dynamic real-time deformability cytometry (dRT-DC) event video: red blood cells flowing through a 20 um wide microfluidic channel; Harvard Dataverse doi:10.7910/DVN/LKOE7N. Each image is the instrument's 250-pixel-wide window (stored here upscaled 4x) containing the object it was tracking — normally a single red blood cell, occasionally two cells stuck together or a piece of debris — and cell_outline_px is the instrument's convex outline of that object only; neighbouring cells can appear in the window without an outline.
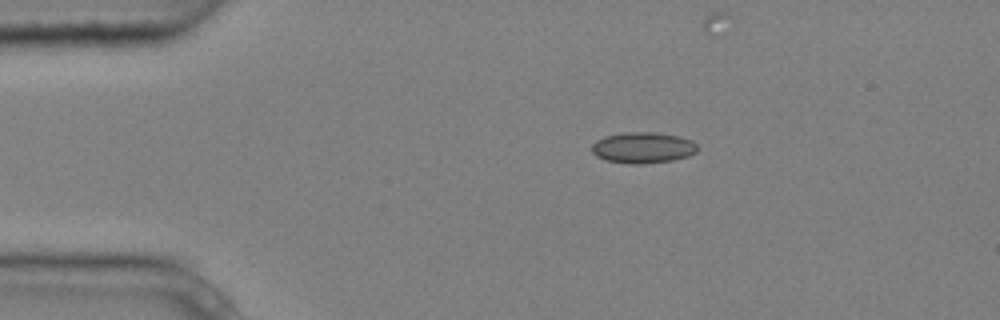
{"species": "common noctule bat (a hibernating species)", "species_latin": "Nyctalus noctula", "temperature_condition": "cold", "stored_images_in_passage": 9, "camera_frame_rate_fps": 3000, "um_per_image_px": 0.085, "animal": {"sex": "male", "body_mass_g": 20.4}, "frame": {"image": 1, "passage_image": 1, "time_ms": 0.0, "image_size_px": [1000, 320], "cell_outline_px": [[700, 148], [696, 152], [688, 156], [672, 160], [640, 164], [628, 164], [604, 160], [596, 156], [592, 152], [592, 144], [596, 140], [604, 136], [628, 132], [656, 132], [680, 136], [692, 140]], "centroid_in_image_um": [54.65, 12.55], "position_along_channel_um": 30.3, "area_um2": 19.31}}
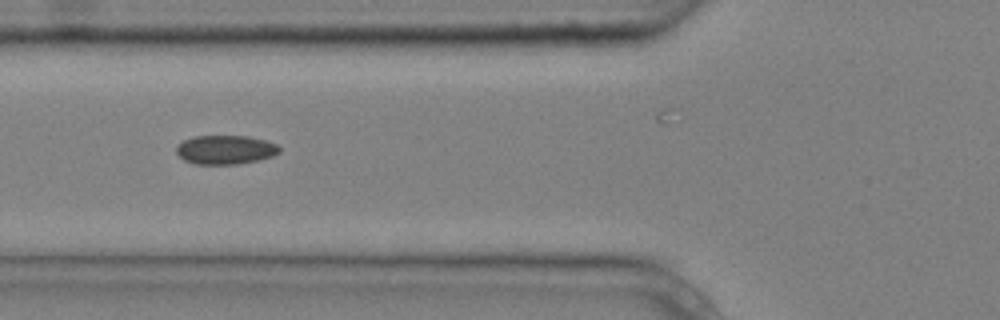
{"frame": {"image": 2, "passage_image": 4, "time_ms": 1.0, "image_size_px": [1000, 320], "cell_outline_px": [[280, 152], [272, 156], [256, 160], [236, 164], [196, 164], [184, 160], [176, 152], [176, 144], [192, 136], [248, 136], [264, 140], [276, 144], [280, 148]], "centroid_in_image_um": [19.12, 12.72], "position_along_channel_um": 106.7, "area_um2": 17.34}}
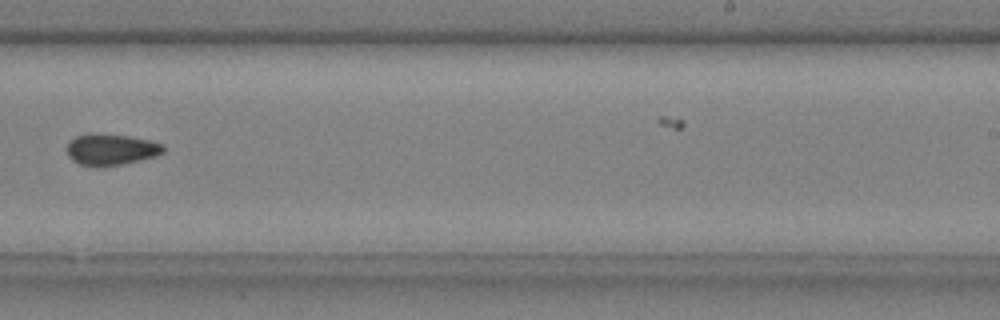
{"frame": {"image": 3, "passage_image": 8, "time_ms": 2.333, "image_size_px": [1000, 320], "cell_outline_px": [[164, 152], [156, 156], [140, 160], [104, 168], [80, 164], [72, 160], [68, 156], [68, 140], [76, 136], [88, 132], [100, 132], [128, 136], [148, 140], [164, 144]], "centroid_in_image_um": [9.41, 12.69], "position_along_channel_um": 279.6, "area_um2": 18.03}}